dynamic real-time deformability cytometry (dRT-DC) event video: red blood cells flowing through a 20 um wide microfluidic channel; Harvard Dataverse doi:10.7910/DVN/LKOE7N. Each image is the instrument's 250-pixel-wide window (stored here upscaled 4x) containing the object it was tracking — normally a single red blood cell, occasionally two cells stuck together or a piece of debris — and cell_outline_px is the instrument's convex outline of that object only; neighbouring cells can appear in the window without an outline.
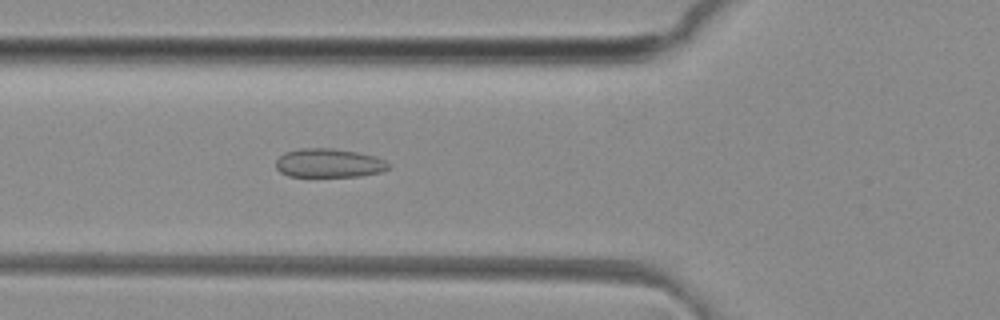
{"species": "common noctule bat (a hibernating species)", "species_latin": "Nyctalus noctula", "temperature_condition": "room temperature", "stored_images_in_passage": 27, "camera_frame_rate_fps": 3000, "um_per_image_px": 0.085, "animal": {"sex": "female", "body_mass_g": 29.2, "forearm_length_mm": 56.3}, "frame": {"image": 1, "passage_image": 18, "time_ms": 5.667, "image_size_px": [1000, 320], "cell_outline_px": [[392, 164], [388, 168], [380, 172], [360, 176], [288, 176], [280, 172], [276, 168], [276, 160], [284, 152], [300, 148], [332, 148], [356, 152], [376, 156]], "centroid_in_image_um": [27.95, 13.85], "position_along_channel_um": 97.8, "area_um2": 18.96}}
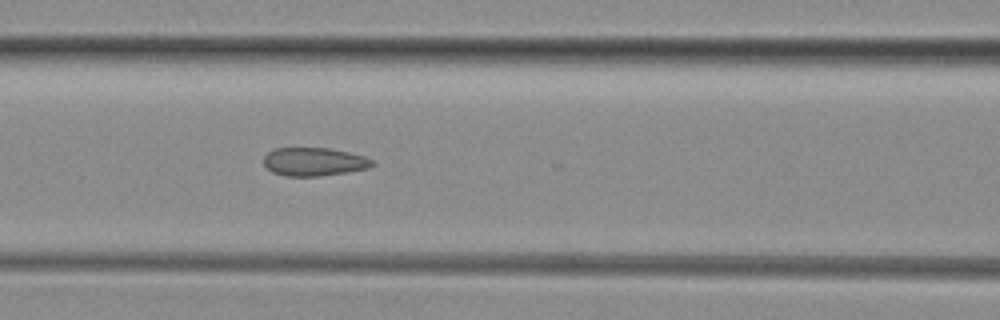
{"frame": {"image": 2, "passage_image": 21, "time_ms": 6.667, "image_size_px": [1000, 320], "cell_outline_px": [[376, 164], [368, 168], [348, 172], [320, 176], [284, 176], [272, 172], [264, 164], [264, 156], [268, 152], [276, 148], [328, 148], [348, 152], [364, 156], [372, 160]], "centroid_in_image_um": [26.7, 13.75], "position_along_channel_um": 139.9, "area_um2": 17.92}}
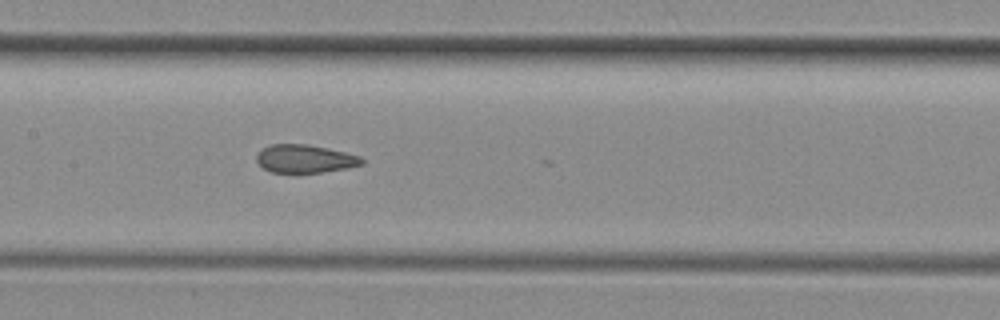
{"frame": {"image": 3, "passage_image": 24, "time_ms": 7.667, "image_size_px": [1000, 320], "cell_outline_px": [[364, 164], [348, 168], [296, 176], [272, 172], [264, 168], [256, 160], [256, 156], [264, 148], [272, 144], [308, 144], [328, 148], [360, 156], [364, 160]], "centroid_in_image_um": [25.93, 13.54], "position_along_channel_um": 181.5, "area_um2": 17.8}}